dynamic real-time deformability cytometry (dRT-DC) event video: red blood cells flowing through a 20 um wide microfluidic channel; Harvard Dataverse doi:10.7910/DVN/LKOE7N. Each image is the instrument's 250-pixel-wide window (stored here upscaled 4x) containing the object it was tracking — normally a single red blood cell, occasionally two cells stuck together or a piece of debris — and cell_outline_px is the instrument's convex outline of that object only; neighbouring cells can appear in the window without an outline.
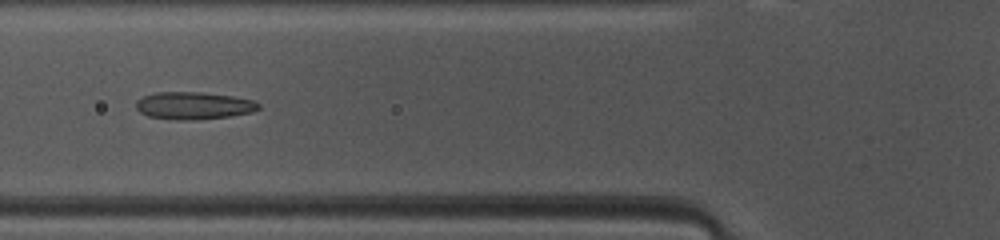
{"species": "common noctule bat (a hibernating species)", "species_latin": "Nyctalus noctula", "temperature_condition": "warm", "stored_images_in_passage": 46, "camera_frame_rate_fps": 3000, "um_per_image_px": 0.085, "animal": {"sex": "female", "body_mass_g": 10.0, "forearm_length_mm": 53.1}, "frame": {"image": 1, "passage_image": 15, "time_ms": 4.667, "image_size_px": [1000, 240], "cell_outline_px": [[260, 108], [252, 112], [232, 116], [196, 120], [176, 120], [148, 116], [140, 112], [136, 108], [136, 100], [144, 96], [156, 92], [204, 92], [232, 96], [256, 100], [260, 104]], "centroid_in_image_um": [16.49, 8.98], "position_along_channel_um": 109.3, "area_um2": 19.83}}
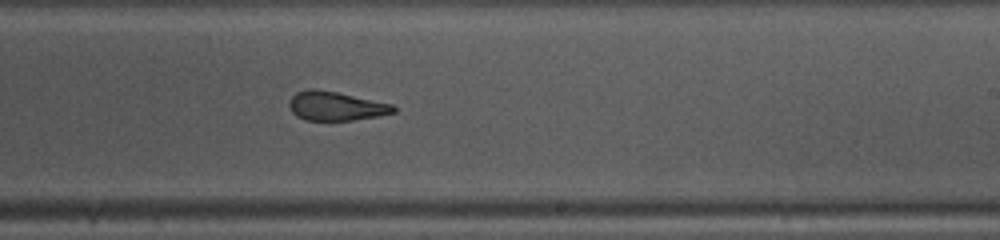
{"frame": {"image": 2, "passage_image": 26, "time_ms": 8.333, "image_size_px": [1000, 240], "cell_outline_px": [[396, 112], [380, 116], [352, 120], [304, 120], [296, 116], [292, 112], [288, 104], [292, 96], [296, 92], [308, 88], [312, 88], [336, 92], [392, 104], [396, 108]], "centroid_in_image_um": [28.53, 9.02], "position_along_channel_um": 260.5, "area_um2": 17.63}}
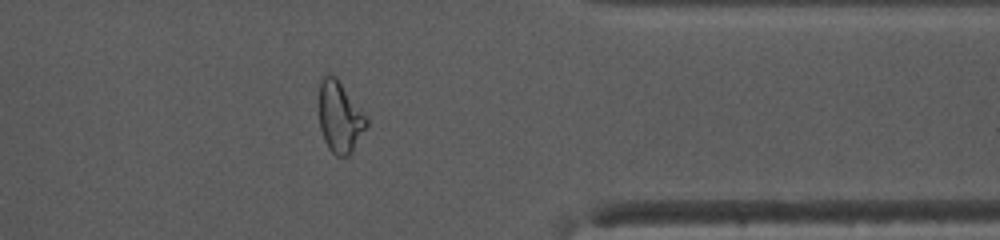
{"frame": {"image": 3, "passage_image": 36, "time_ms": 11.667, "image_size_px": [1000, 240], "cell_outline_px": [[368, 124], [352, 152], [348, 156], [336, 156], [328, 148], [324, 140], [320, 128], [320, 80], [328, 72], [336, 76], [368, 120]], "centroid_in_image_um": [28.87, 9.96], "position_along_channel_um": 382.5, "area_um2": 19.42}, "authors_computed_cell_mechanics": {"area_um2": 19.7676, "velocity_mm_per_s": 4.1122, "shape_relaxation_time_tau1_ms": null, "shape_relaxation_time_tau2_ms": 1.8564, "deformation_change_tau1": null, "deformation_change_tau2": 0.1017}}